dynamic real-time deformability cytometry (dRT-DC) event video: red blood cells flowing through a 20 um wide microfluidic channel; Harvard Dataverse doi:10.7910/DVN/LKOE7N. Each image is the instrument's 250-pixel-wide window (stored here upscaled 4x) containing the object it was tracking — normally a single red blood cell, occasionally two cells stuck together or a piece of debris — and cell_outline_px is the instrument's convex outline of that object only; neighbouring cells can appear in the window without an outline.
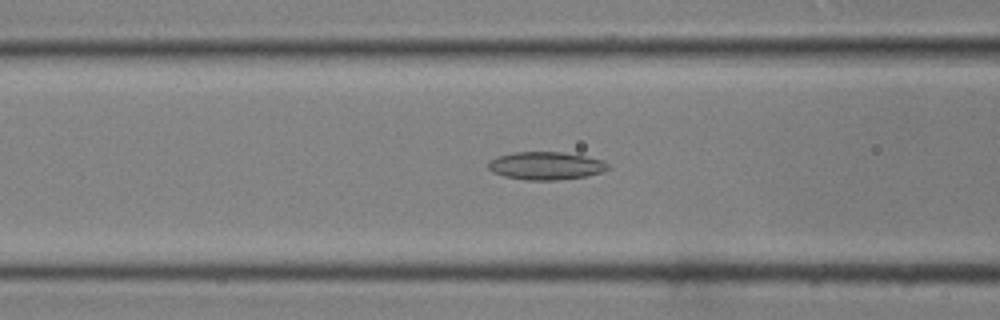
{"species": "common noctule bat (a hibernating species)", "species_latin": "Nyctalus noctula", "temperature_condition": "room temperature", "stored_images_in_passage": 42, "camera_frame_rate_fps": 3000, "um_per_image_px": 0.085, "animal": {"sex": "male", "body_mass_g": 19.0, "forearm_length_mm": 50.8}, "frame": {"image": 1, "passage_image": 17, "time_ms": 5.333, "image_size_px": [1000, 320], "cell_outline_px": [[612, 168], [600, 172], [584, 176], [556, 180], [524, 180], [504, 176], [492, 172], [488, 168], [488, 164], [496, 156], [516, 152], [560, 152], [584, 156], [604, 160]], "centroid_in_image_um": [46.4, 14.09], "position_along_channel_um": 120.2, "area_um2": 19.36}}
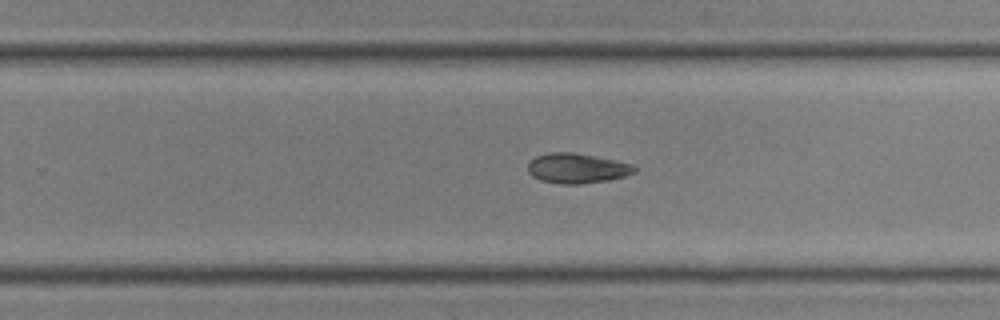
{"frame": {"image": 2, "passage_image": 27, "time_ms": 8.667, "image_size_px": [1000, 320], "cell_outline_px": [[636, 172], [624, 176], [608, 180], [580, 184], [560, 184], [540, 180], [532, 176], [528, 172], [528, 164], [536, 156], [552, 152], [572, 152], [616, 160], [632, 164], [636, 168]], "centroid_in_image_um": [49.04, 14.31], "position_along_channel_um": 280.8, "area_um2": 18.55}}
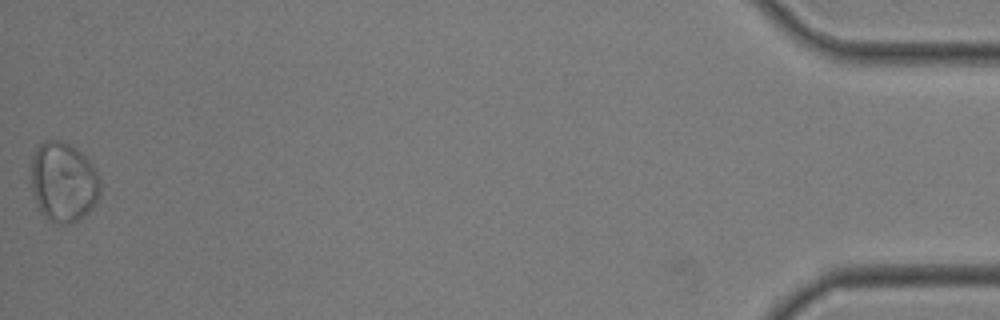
{"frame": {"image": 3, "passage_image": 42, "time_ms": 13.667, "image_size_px": [1000, 320], "cell_outline_px": [[100, 192], [96, 204], [84, 216], [68, 224], [56, 224], [48, 220], [40, 212], [32, 196], [28, 168], [32, 156], [36, 148], [40, 144], [48, 140], [60, 140], [76, 148], [92, 164], [100, 180]], "centroid_in_image_um": [5.33, 15.49], "position_along_channel_um": 429.9, "area_um2": 32.89}}